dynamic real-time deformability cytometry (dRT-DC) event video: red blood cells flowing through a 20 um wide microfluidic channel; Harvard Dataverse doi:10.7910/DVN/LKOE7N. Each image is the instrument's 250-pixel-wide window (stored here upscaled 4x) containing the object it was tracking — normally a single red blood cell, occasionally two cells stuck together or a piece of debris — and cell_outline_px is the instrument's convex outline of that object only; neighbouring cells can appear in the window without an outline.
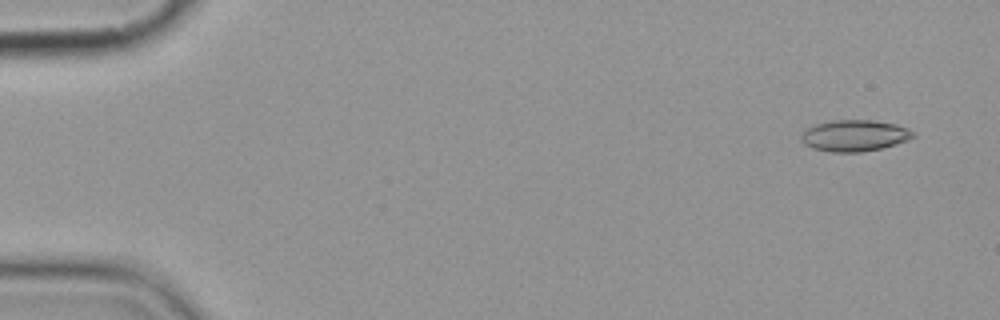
{"species": "common noctule bat (a hibernating species)", "species_latin": "Nyctalus noctula", "temperature_condition": "cold", "stored_images_in_passage": 5, "camera_frame_rate_fps": 3000, "um_per_image_px": 0.085, "animal": {"sex": "female", "body_mass_g": 19.9}, "frame": {"image": 1, "passage_image": 2, "time_ms": 1.0, "image_size_px": [1000, 320], "cell_outline_px": [[916, 136], [908, 140], [896, 144], [880, 148], [860, 152], [832, 152], [812, 148], [804, 144], [800, 140], [800, 136], [808, 128], [816, 124], [832, 120], [872, 120], [896, 124], [908, 128], [916, 132]], "centroid_in_image_um": [72.66, 11.52], "position_along_channel_um": 12.3, "area_um2": 20.52}}